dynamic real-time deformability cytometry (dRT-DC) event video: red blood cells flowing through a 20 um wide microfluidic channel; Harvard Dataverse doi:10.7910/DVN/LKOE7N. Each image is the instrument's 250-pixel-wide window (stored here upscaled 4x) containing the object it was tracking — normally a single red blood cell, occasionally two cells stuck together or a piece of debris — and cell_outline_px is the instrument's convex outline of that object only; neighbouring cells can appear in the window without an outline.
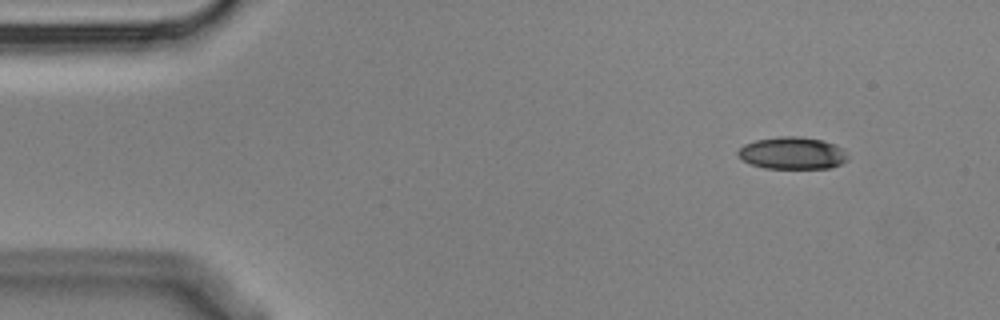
{"species": "Egyptian fruit bat (a non-hibernating species)", "species_latin": "Rousettus aegyptiacus", "temperature_condition": "cold", "stored_images_in_passage": 5, "camera_frame_rate_fps": 3000, "um_per_image_px": 0.085, "animal": {"sex": "male"}, "frame": {"image": 1, "passage_image": 1, "time_ms": 0.0, "image_size_px": [1000, 320], "cell_outline_px": [[848, 160], [840, 164], [828, 168], [764, 168], [752, 164], [736, 156], [736, 152], [744, 144], [756, 140], [780, 136], [796, 136], [824, 140], [836, 144], [844, 148], [848, 156]], "centroid_in_image_um": [67.37, 13.01], "position_along_channel_um": 17.6, "area_um2": 20.75}}
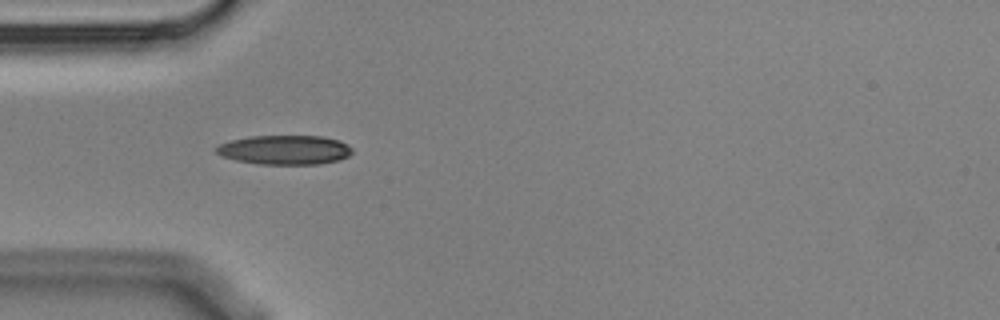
{"frame": {"image": 2, "passage_image": 4, "time_ms": 1.0, "image_size_px": [1000, 320], "cell_outline_px": [[352, 152], [348, 156], [340, 160], [320, 164], [260, 164], [236, 160], [220, 156], [216, 152], [216, 148], [220, 144], [232, 140], [252, 136], [324, 136], [340, 140], [348, 144], [352, 148]], "centroid_in_image_um": [24.25, 12.74], "position_along_channel_um": 60.8, "area_um2": 23.29}}
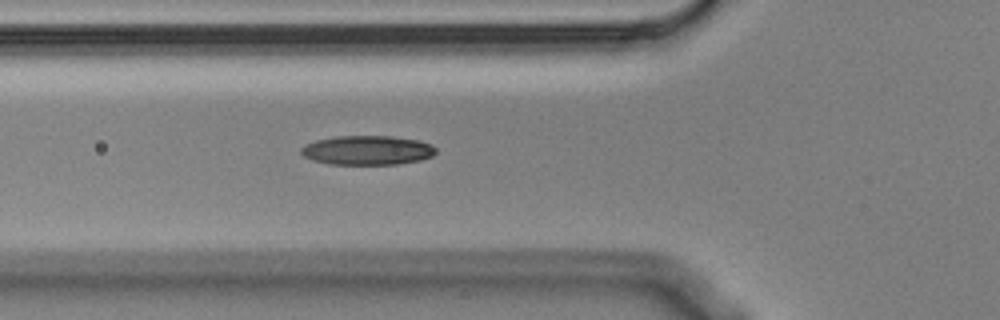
{"frame": {"image": 3, "passage_image": 5, "time_ms": 1.333, "image_size_px": [1000, 320], "cell_outline_px": [[436, 152], [432, 156], [420, 160], [396, 164], [328, 164], [312, 160], [304, 156], [300, 152], [300, 148], [304, 144], [316, 140], [336, 136], [392, 136], [416, 140], [432, 144], [436, 148]], "centroid_in_image_um": [31.2, 12.77], "position_along_channel_um": 94.6, "area_um2": 23.06}}